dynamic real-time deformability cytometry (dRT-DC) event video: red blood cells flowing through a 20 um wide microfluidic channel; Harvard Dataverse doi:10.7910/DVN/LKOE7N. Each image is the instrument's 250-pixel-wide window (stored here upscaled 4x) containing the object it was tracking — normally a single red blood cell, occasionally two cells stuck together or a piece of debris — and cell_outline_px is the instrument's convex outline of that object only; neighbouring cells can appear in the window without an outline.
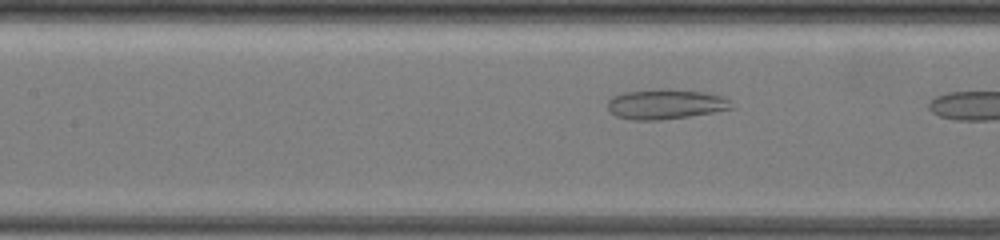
{"species": "common noctule bat (a hibernating species)", "species_latin": "Nyctalus noctula", "temperature_condition": "warm", "stored_images_in_passage": 13, "camera_frame_rate_fps": 3000, "um_per_image_px": 0.085, "animal": {"sex": "female", "body_mass_g": 19.5, "forearm_length_mm": 54.1}, "frame": {"image": 1, "passage_image": 8, "time_ms": 1.667, "image_size_px": [1000, 240], "cell_outline_px": [[736, 108], [688, 116], [660, 120], [632, 120], [616, 116], [608, 112], [608, 100], [612, 96], [624, 92], [660, 88], [668, 88], [708, 92], [724, 96]], "centroid_in_image_um": [56.57, 8.84], "position_along_channel_um": 150.8, "area_um2": 22.02}}